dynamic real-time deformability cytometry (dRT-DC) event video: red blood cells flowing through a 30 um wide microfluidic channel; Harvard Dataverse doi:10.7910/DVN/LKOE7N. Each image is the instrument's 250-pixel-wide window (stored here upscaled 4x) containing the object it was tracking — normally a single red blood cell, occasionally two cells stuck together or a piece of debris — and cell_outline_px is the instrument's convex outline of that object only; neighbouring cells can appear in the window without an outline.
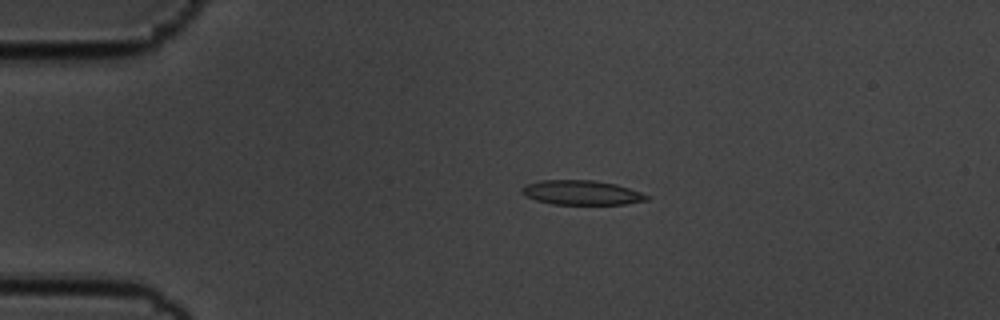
{"species": "common noctule bat (a hibernating species)", "species_latin": "Nyctalus noctula", "temperature_condition": "cold", "stored_images_in_passage": 55, "camera_frame_rate_fps": 3000, "um_per_image_px": 0.085, "animal": {"sex": "male", "body_mass_g": 19.5, "forearm_length_mm": 54.6}, "frame": {"image": 1, "passage_image": 11, "time_ms": 3.333, "image_size_px": [1000, 320], "cell_outline_px": [[652, 196], [648, 200], [624, 204], [552, 204], [536, 200], [524, 196], [520, 192], [520, 188], [524, 184], [540, 180], [596, 180], [616, 184]], "centroid_in_image_um": [49.39, 16.36], "position_along_channel_um": 35.6, "area_um2": 18.03}}
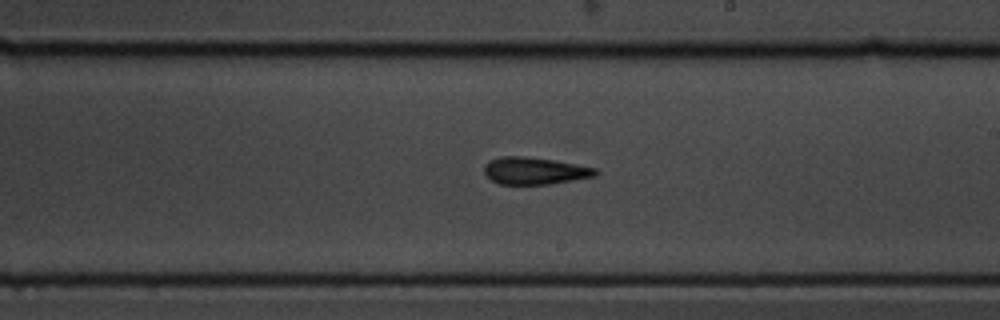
{"frame": {"image": 2, "passage_image": 32, "time_ms": 10.333, "image_size_px": [1000, 320], "cell_outline_px": [[600, 172], [596, 176], [552, 184], [500, 184], [492, 180], [484, 172], [484, 164], [500, 156], [520, 156], [552, 160], [596, 168]], "centroid_in_image_um": [45.47, 14.53], "position_along_channel_um": 243.5, "area_um2": 17.46}}
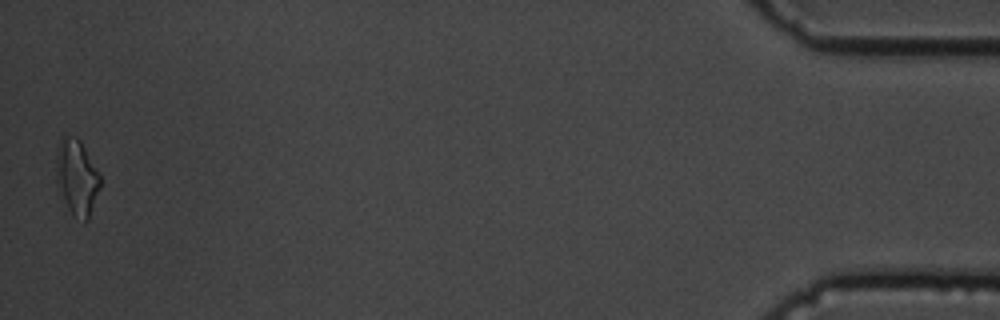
{"frame": {"image": 3, "passage_image": 55, "time_ms": 18.0, "image_size_px": [1000, 320], "cell_outline_px": [[100, 188], [88, 220], [84, 220], [72, 216], [56, 184], [56, 148], [60, 136], [76, 136], [80, 140], [100, 176]], "centroid_in_image_um": [6.5, 15.04], "position_along_channel_um": 428.7, "area_um2": 19.42}, "authors_computed_cell_mechanics": {"area_um2": 17.629, "velocity_mm_per_s": 3.5549, "shape_relaxation_time_tau1_ms": 6.1038, "shape_relaxation_time_tau2_ms": 7.3725, "deformation_change_tau1": 0.1858, "deformation_change_tau2": 0.1971}}